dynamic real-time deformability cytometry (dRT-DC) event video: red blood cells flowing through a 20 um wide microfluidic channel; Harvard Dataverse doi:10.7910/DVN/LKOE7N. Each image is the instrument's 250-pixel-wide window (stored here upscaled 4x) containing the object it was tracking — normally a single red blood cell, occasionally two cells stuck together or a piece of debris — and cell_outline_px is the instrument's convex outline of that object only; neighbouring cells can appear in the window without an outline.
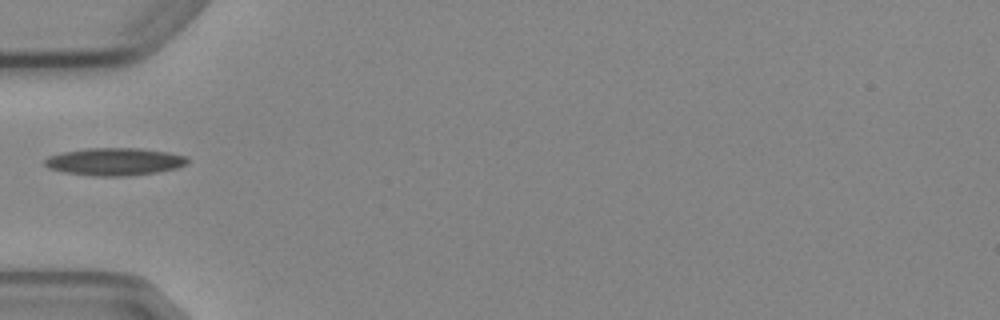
{"species": "Egyptian fruit bat (a non-hibernating species)", "species_latin": "Rousettus aegyptiacus", "temperature_condition": "cold", "stored_images_in_passage": 2, "camera_frame_rate_fps": 3000, "um_per_image_px": 0.085, "animal": {"sex": "female"}, "frame": {"image": 1, "passage_image": 1, "time_ms": 0.0, "image_size_px": [1000, 320], "cell_outline_px": [[188, 164], [176, 168], [156, 172], [128, 176], [92, 176], [64, 172], [48, 168], [44, 164], [44, 160], [48, 156], [64, 152], [88, 148], [140, 148], [168, 152], [188, 156]], "centroid_in_image_um": [9.75, 13.74], "position_along_channel_um": 75.2, "area_um2": 23.0}}
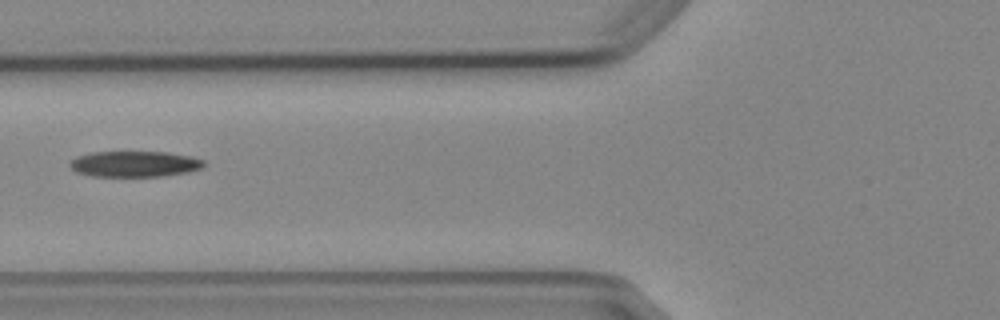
{"frame": {"image": 2, "passage_image": 2, "time_ms": 1.0, "image_size_px": [1000, 320], "cell_outline_px": [[204, 168], [188, 172], [164, 176], [92, 176], [76, 172], [68, 164], [76, 156], [92, 152], [168, 152], [192, 156], [204, 160]], "centroid_in_image_um": [11.47, 13.93], "position_along_channel_um": 114.3, "area_um2": 20.29}}